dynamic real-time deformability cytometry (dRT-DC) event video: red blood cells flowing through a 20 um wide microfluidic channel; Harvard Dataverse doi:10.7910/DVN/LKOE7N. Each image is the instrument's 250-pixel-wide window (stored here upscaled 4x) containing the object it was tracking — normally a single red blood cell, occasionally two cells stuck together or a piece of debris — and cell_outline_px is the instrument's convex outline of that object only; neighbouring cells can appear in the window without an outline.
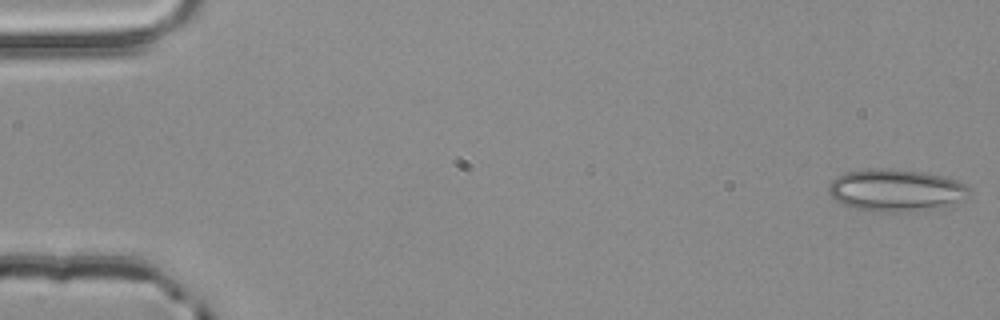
{"species": "common noctule bat (a hibernating species)", "species_latin": "Nyctalus noctula", "temperature_condition": "room temperature", "stored_images_in_passage": 55, "camera_frame_rate_fps": 3000, "um_per_image_px": 0.085, "animal": {"sex": "male", "body_mass_g": 20.4}, "frame": {"image": 1, "passage_image": 1, "time_ms": 0.0, "image_size_px": [1000, 320], "cell_outline_px": [[972, 196], [944, 208], [916, 212], [868, 212], [848, 208], [836, 200], [828, 192], [828, 184], [836, 176], [844, 172], [884, 168], [920, 172], [940, 176], [956, 180], [964, 184], [972, 192]], "centroid_in_image_um": [76.16, 16.22], "position_along_channel_um": 8.8, "area_um2": 35.32}}
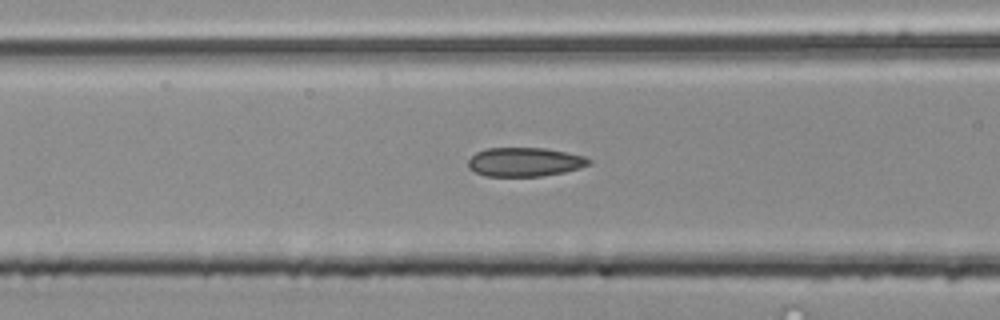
{"frame": {"image": 2, "passage_image": 22, "time_ms": 7.0, "image_size_px": [1000, 320], "cell_outline_px": [[592, 164], [580, 168], [564, 172], [540, 176], [484, 176], [468, 168], [468, 160], [476, 152], [484, 148], [544, 148], [584, 156], [592, 160]], "centroid_in_image_um": [44.6, 13.77], "position_along_channel_um": 122.0, "area_um2": 20.4}}
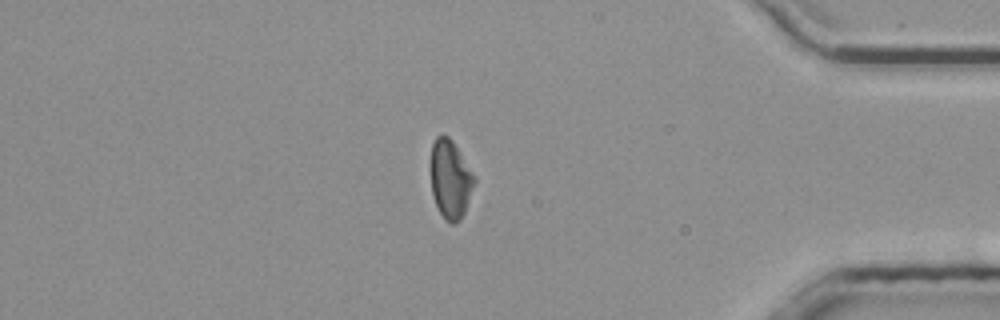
{"frame": {"image": 3, "passage_image": 46, "time_ms": 15.0, "image_size_px": [1000, 320], "cell_outline_px": [[476, 180], [464, 212], [460, 220], [456, 224], [452, 224], [444, 220], [436, 204], [432, 192], [432, 144], [436, 136], [448, 136], [452, 140], [476, 176]], "centroid_in_image_um": [38.31, 15.25], "position_along_channel_um": 396.9, "area_um2": 19.71}}